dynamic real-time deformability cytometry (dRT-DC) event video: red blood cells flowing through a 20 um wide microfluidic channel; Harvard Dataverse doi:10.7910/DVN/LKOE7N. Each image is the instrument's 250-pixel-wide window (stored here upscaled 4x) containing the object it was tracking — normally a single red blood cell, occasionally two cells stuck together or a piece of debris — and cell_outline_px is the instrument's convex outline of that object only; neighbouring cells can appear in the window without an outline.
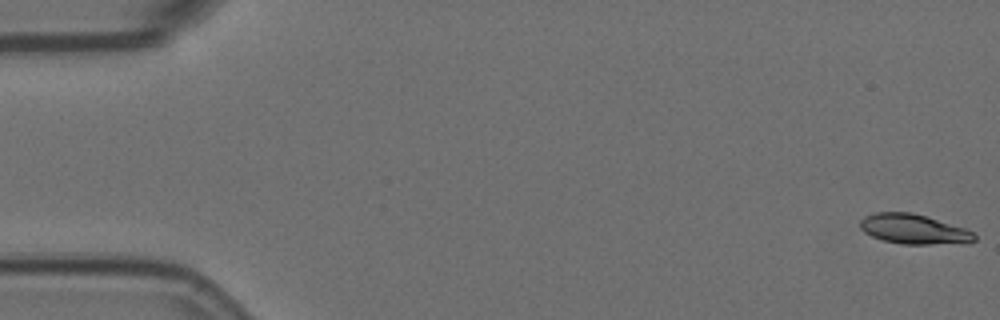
{"species": "Egyptian fruit bat (a non-hibernating species)", "species_latin": "Rousettus aegyptiacus", "temperature_condition": "room temperature", "stored_images_in_passage": 28, "camera_frame_rate_fps": 3000, "um_per_image_px": 0.085, "animal": {"sex": "female"}, "frame": {"image": 1, "passage_image": 1, "time_ms": 0.0, "image_size_px": [1000, 320], "cell_outline_px": [[976, 240], [928, 244], [904, 244], [884, 240], [872, 236], [864, 232], [860, 228], [860, 220], [864, 216], [876, 212], [912, 212], [964, 228], [972, 232], [976, 236]], "centroid_in_image_um": [77.57, 19.45], "position_along_channel_um": 7.4, "area_um2": 19.31}}
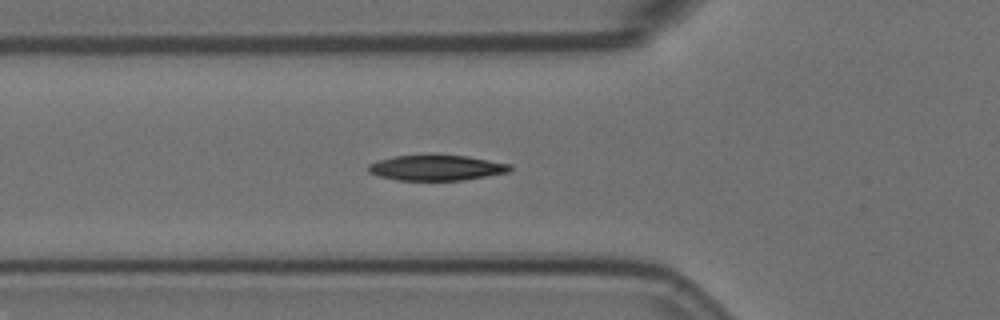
{"frame": {"image": 2, "passage_image": 20, "time_ms": 6.333, "image_size_px": [1000, 320], "cell_outline_px": [[512, 168], [508, 172], [488, 176], [464, 180], [400, 180], [380, 176], [368, 172], [368, 164], [380, 160], [396, 156], [468, 156], [512, 164]], "centroid_in_image_um": [37.15, 14.27], "position_along_channel_um": 88.7, "area_um2": 20.63}}
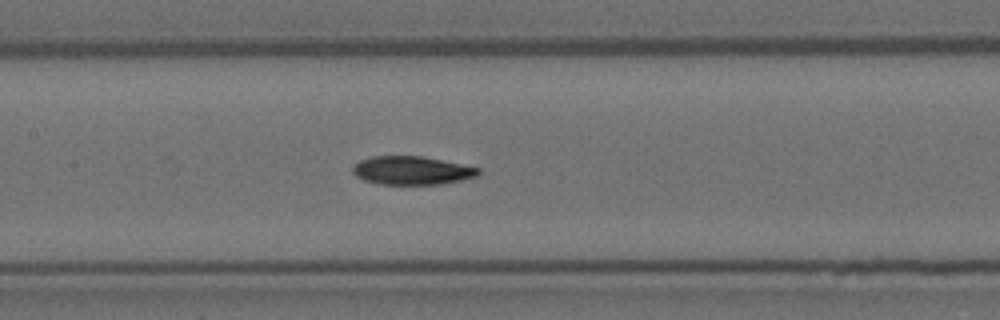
{"frame": {"image": 3, "passage_image": 27, "time_ms": 8.667, "image_size_px": [1000, 320], "cell_outline_px": [[480, 172], [476, 176], [460, 180], [440, 184], [380, 184], [364, 180], [356, 176], [352, 172], [352, 164], [360, 160], [372, 156], [420, 156], [480, 168]], "centroid_in_image_um": [34.94, 14.49], "position_along_channel_um": 172.5, "area_um2": 20.63}}